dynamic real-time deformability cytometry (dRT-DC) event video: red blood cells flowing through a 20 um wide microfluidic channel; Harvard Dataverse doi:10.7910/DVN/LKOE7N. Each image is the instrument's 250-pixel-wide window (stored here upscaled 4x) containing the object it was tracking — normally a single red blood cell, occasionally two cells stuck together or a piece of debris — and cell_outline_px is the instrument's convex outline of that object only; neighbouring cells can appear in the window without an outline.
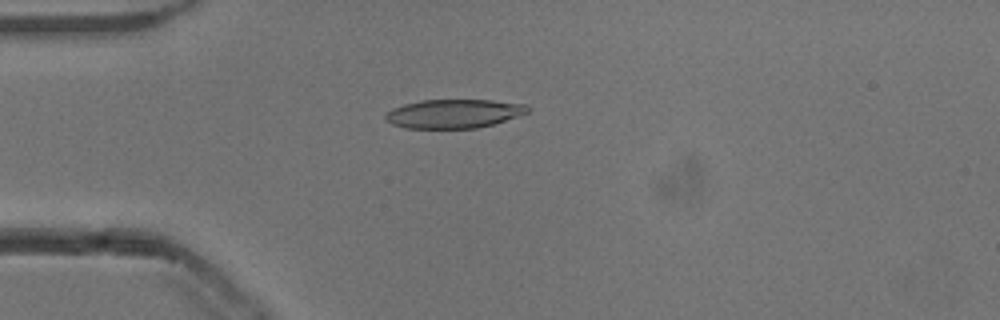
{"species": "common noctule bat (a hibernating species)", "species_latin": "Nyctalus noctula", "temperature_condition": "cold", "stored_images_in_passage": 43, "camera_frame_rate_fps": 3000, "um_per_image_px": 0.085, "animal": {"sex": "male", "body_mass_g": 13.3}, "frame": {"image": 1, "passage_image": 4, "time_ms": 1.0, "image_size_px": [1000, 320], "cell_outline_px": [[532, 108], [528, 112], [492, 124], [476, 128], [404, 128], [392, 124], [384, 116], [392, 108], [404, 104], [420, 100], [492, 100], [524, 104]], "centroid_in_image_um": [38.56, 9.65], "position_along_channel_um": 46.4, "area_um2": 23.7}}
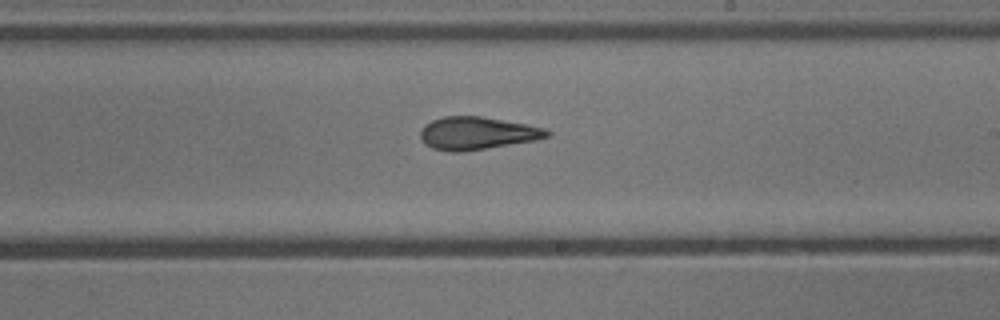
{"frame": {"image": 2, "passage_image": 21, "time_ms": 6.667, "image_size_px": [1000, 320], "cell_outline_px": [[552, 132], [548, 136], [536, 140], [460, 152], [452, 152], [432, 148], [424, 144], [420, 136], [420, 128], [424, 124], [432, 120], [444, 116], [480, 116], [524, 124], [544, 128]], "centroid_in_image_um": [40.5, 11.32], "position_along_channel_um": 248.5, "area_um2": 23.99}}
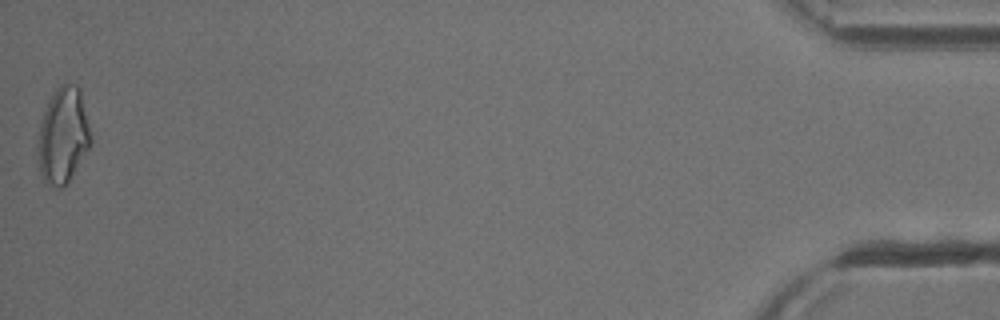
{"frame": {"image": 3, "passage_image": 43, "time_ms": 14.0, "image_size_px": [1000, 320], "cell_outline_px": [[92, 144], [68, 184], [64, 188], [52, 188], [44, 180], [40, 172], [36, 152], [36, 148], [40, 124], [48, 100], [52, 92], [60, 84], [76, 84], [80, 88], [92, 136]], "centroid_in_image_um": [5.36, 11.56], "position_along_channel_um": 429.8, "area_um2": 30.35}, "authors_computed_cell_mechanics": {"area_um2": 24.5072, "velocity_mm_per_s": 3.8419, "shape_relaxation_time_tau1_ms": null, "shape_relaxation_time_tau2_ms": 2.5686, "deformation_change_tau1": null, "deformation_change_tau2": 0.1092}}